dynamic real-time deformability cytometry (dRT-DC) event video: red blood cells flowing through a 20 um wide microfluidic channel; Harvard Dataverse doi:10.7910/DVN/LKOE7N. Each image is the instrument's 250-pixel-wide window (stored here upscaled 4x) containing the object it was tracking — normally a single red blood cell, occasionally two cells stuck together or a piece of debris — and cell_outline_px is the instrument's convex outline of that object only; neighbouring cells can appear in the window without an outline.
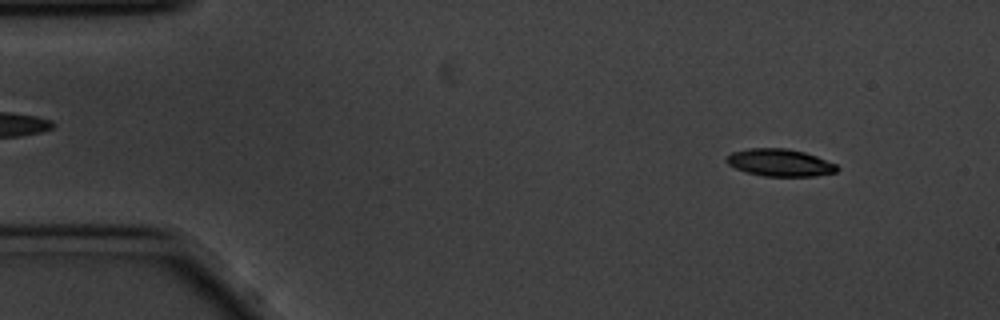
{"species": "common noctule bat (a hibernating species)", "species_latin": "Nyctalus noctula", "temperature_condition": "cold", "stored_images_in_passage": 15, "camera_frame_rate_fps": 3000, "um_per_image_px": 0.085, "animal": {"sex": "male", "body_mass_g": 20.1, "forearm_length_mm": 53.5}, "frame": {"image": 1, "passage_image": 6, "time_ms": 1.667, "image_size_px": [1000, 320], "cell_outline_px": [[840, 168], [836, 172], [816, 176], [764, 176], [748, 172], [736, 168], [728, 164], [724, 160], [732, 152], [748, 148], [788, 148], [804, 152], [816, 156], [836, 164]], "centroid_in_image_um": [66.3, 13.82], "position_along_channel_um": 18.7, "area_um2": 17.57}}